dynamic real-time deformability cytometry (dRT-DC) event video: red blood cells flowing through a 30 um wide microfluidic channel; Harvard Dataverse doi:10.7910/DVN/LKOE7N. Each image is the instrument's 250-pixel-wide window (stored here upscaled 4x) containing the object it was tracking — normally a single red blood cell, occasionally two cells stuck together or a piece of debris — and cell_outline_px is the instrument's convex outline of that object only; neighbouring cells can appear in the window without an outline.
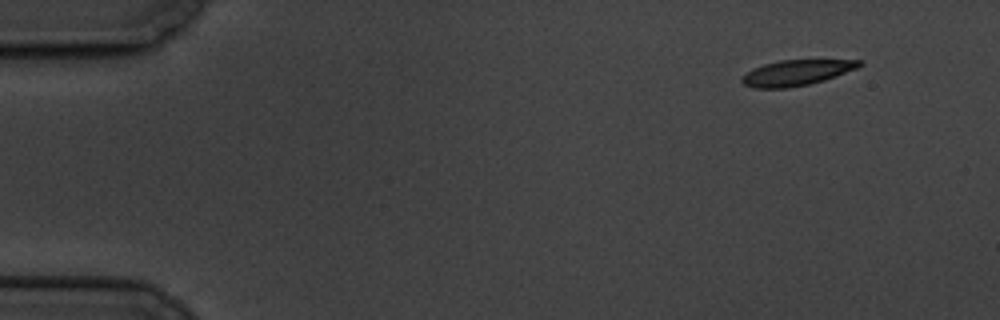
{"species": "common noctule bat (a hibernating species)", "species_latin": "Nyctalus noctula", "temperature_condition": "cold", "stored_images_in_passage": 9, "camera_frame_rate_fps": 3000, "um_per_image_px": 0.085, "animal": {"sex": "male", "body_mass_g": 19.5, "forearm_length_mm": 54.6}, "frame": {"image": 1, "passage_image": 1, "time_ms": 0.0, "image_size_px": [1000, 320], "cell_outline_px": [[864, 64], [856, 68], [836, 76], [824, 80], [808, 84], [788, 88], [752, 88], [744, 84], [740, 80], [752, 68], [764, 64], [780, 60], [864, 60]], "centroid_in_image_um": [67.7, 6.18], "position_along_channel_um": 17.3, "area_um2": 17.4}}
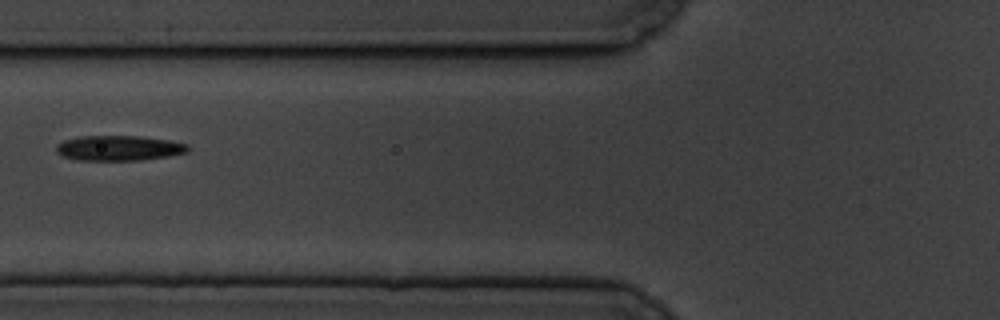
{"frame": {"image": 2, "passage_image": 6, "time_ms": 6.0, "image_size_px": [1000, 320], "cell_outline_px": [[192, 148], [188, 152], [168, 156], [140, 160], [76, 160], [60, 156], [56, 152], [56, 144], [64, 140], [80, 136], [140, 136], [168, 140], [188, 144]], "centroid_in_image_um": [10.1, 12.59], "position_along_channel_um": 115.7, "area_um2": 19.48}}
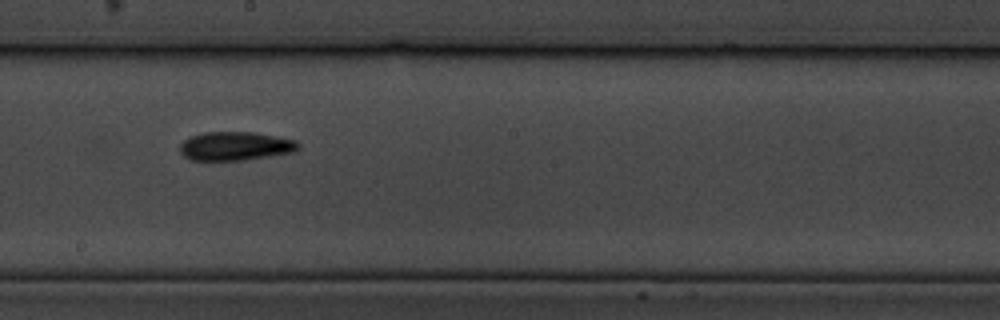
{"frame": {"image": 3, "passage_image": 9, "time_ms": 9.333, "image_size_px": [1000, 320], "cell_outline_px": [[300, 148], [296, 152], [244, 160], [192, 160], [184, 156], [180, 152], [180, 144], [184, 140], [192, 136], [204, 132], [256, 132], [296, 140], [300, 144]], "centroid_in_image_um": [20.05, 12.42], "position_along_channel_um": 228.2, "area_um2": 19.94}}